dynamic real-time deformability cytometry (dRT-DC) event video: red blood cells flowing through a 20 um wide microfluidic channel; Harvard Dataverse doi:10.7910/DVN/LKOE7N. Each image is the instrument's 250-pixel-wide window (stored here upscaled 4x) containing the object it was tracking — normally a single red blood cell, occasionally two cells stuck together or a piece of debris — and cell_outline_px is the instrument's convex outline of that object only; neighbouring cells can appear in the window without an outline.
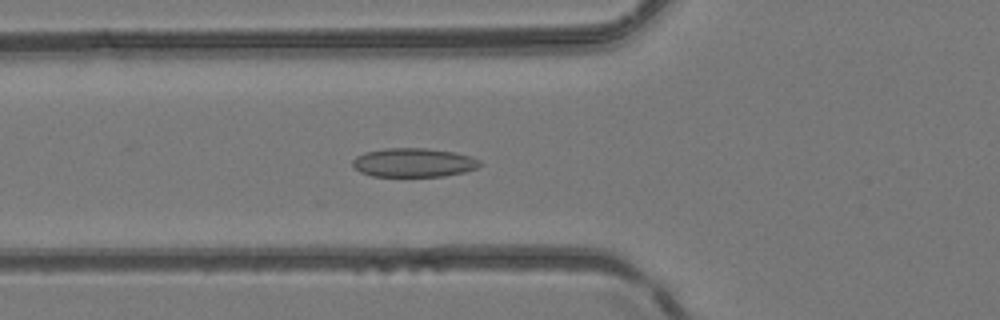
{"species": "common noctule bat (a hibernating species)", "species_latin": "Nyctalus noctula", "temperature_condition": "room temperature", "stored_images_in_passage": 48, "camera_frame_rate_fps": 3000, "um_per_image_px": 0.085, "animal": {"sex": "female", "body_mass_g": 24.6, "forearm_length_mm": 56.2}, "frame": {"image": 1, "passage_image": 18, "time_ms": 5.667, "image_size_px": [1000, 320], "cell_outline_px": [[480, 164], [476, 168], [464, 172], [444, 176], [372, 176], [360, 172], [352, 164], [352, 160], [356, 156], [364, 152], [384, 148], [428, 148], [452, 152], [468, 156], [480, 160]], "centroid_in_image_um": [35.11, 13.81], "position_along_channel_um": 90.7, "area_um2": 21.33}}
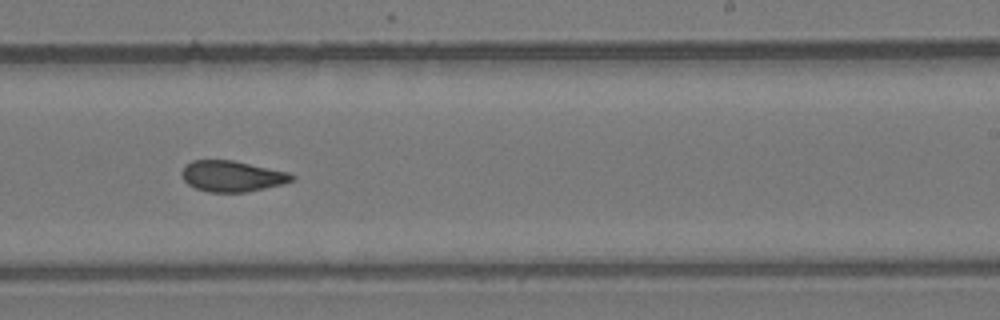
{"frame": {"image": 2, "passage_image": 30, "time_ms": 9.667, "image_size_px": [1000, 320], "cell_outline_px": [[296, 176], [292, 180], [284, 184], [244, 192], [208, 192], [196, 188], [188, 184], [184, 180], [180, 172], [184, 164], [192, 160], [232, 160], [288, 172]], "centroid_in_image_um": [19.69, 14.97], "position_along_channel_um": 269.3, "area_um2": 19.83}}
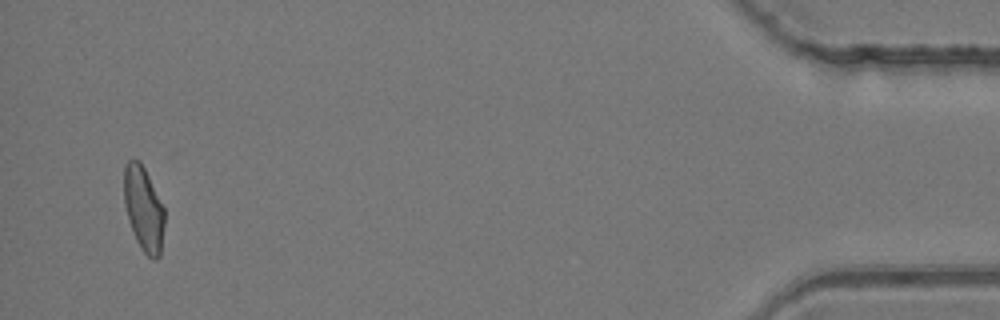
{"frame": {"image": 3, "passage_image": 46, "time_ms": 15.0, "image_size_px": [1000, 320], "cell_outline_px": [[164, 224], [160, 256], [156, 260], [152, 260], [140, 248], [136, 240], [128, 220], [124, 204], [124, 164], [132, 156], [140, 160], [164, 208]], "centroid_in_image_um": [12.19, 17.73], "position_along_channel_um": 423.0, "area_um2": 20.11}}